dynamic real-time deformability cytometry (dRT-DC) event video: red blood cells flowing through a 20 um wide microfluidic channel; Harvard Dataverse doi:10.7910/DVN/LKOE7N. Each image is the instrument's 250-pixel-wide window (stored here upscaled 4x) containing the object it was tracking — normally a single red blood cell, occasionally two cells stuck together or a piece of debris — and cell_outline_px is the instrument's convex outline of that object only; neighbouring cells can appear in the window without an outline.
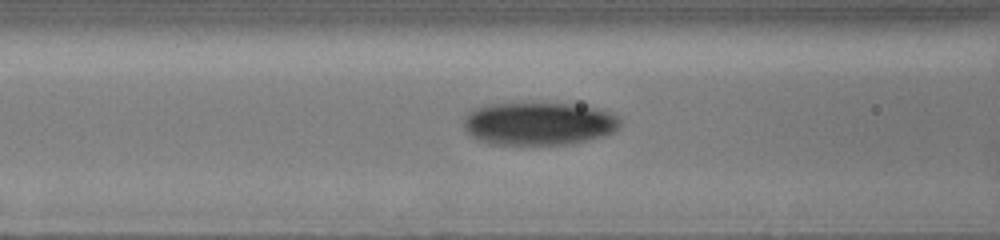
{"species": "human", "species_latin": "Homo sapiens", "temperature_condition": "cold", "stored_images_in_passage": 81, "camera_frame_rate_fps": 3000, "um_per_image_px": 0.085, "donor": {"sex": "male"}, "frame": {"image": 1, "passage_image": 31, "time_ms": 6.333, "image_size_px": [1000, 240], "cell_outline_px": [[620, 124], [616, 132], [604, 136], [588, 140], [568, 144], [488, 144], [472, 136], [464, 128], [464, 116], [468, 112], [476, 108], [488, 104], [512, 100], [572, 104], [596, 108], [608, 112], [616, 116], [620, 120]], "centroid_in_image_um": [45.76, 10.46], "position_along_channel_um": 120.8, "area_um2": 40.17}}
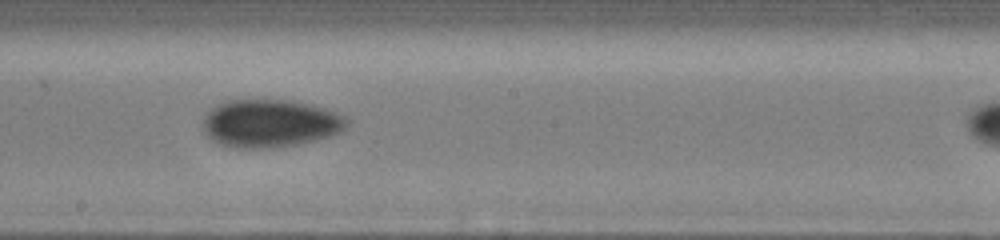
{"frame": {"image": 2, "passage_image": 48, "time_ms": 9.0, "image_size_px": [1000, 240], "cell_outline_px": [[348, 124], [340, 132], [316, 140], [276, 148], [236, 148], [220, 144], [212, 140], [204, 132], [204, 116], [212, 108], [220, 104], [232, 100], [284, 100], [308, 104], [324, 108], [344, 116], [348, 120]], "centroid_in_image_um": [22.95, 10.5], "position_along_channel_um": 225.3, "area_um2": 39.77}}
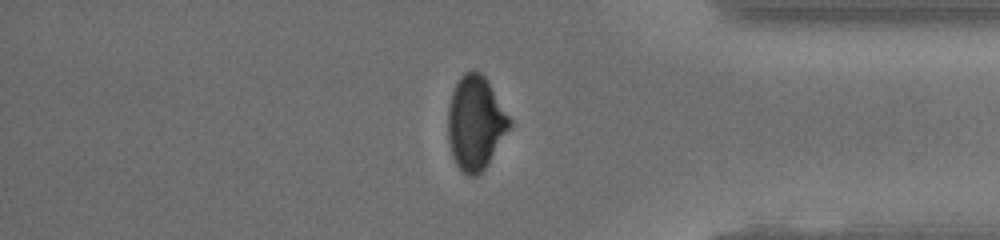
{"frame": {"image": 3, "passage_image": 79, "time_ms": 13.667, "image_size_px": [1000, 240], "cell_outline_px": [[512, 124], [484, 168], [476, 176], [468, 176], [456, 164], [452, 156], [448, 140], [448, 108], [452, 92], [460, 76], [464, 72], [480, 72], [484, 76], [512, 120]], "centroid_in_image_um": [40.4, 10.44], "position_along_channel_um": 394.8, "area_um2": 33.12}}